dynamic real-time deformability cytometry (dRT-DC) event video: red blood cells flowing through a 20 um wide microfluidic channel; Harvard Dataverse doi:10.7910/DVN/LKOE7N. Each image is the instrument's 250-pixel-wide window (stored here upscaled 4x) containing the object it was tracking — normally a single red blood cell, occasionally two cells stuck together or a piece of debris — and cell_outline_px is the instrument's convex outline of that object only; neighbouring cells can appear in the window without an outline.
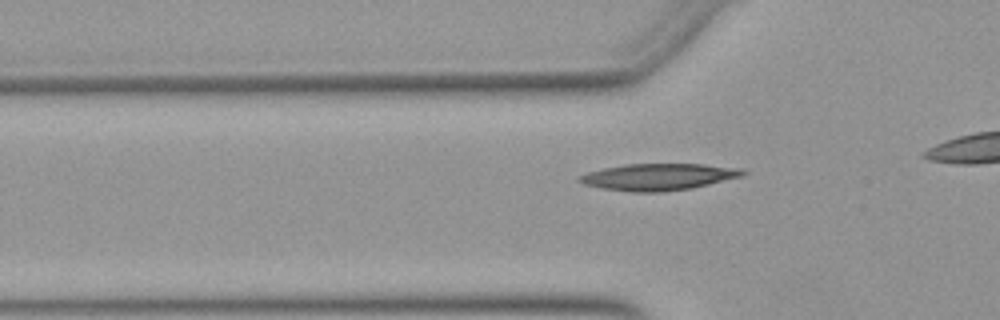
{"species": "Egyptian fruit bat (a non-hibernating species)", "species_latin": "Rousettus aegyptiacus", "temperature_condition": "warm", "stored_images_in_passage": 27, "camera_frame_rate_fps": 3000, "um_per_image_px": 0.085, "animal": {"sex": "female"}, "frame": {"image": 1, "passage_image": 2, "time_ms": 0.333, "image_size_px": [1000, 320], "cell_outline_px": [[748, 172], [744, 176], [692, 188], [660, 192], [632, 192], [600, 188], [584, 184], [576, 180], [580, 176], [588, 172], [604, 168], [624, 164], [704, 164], [744, 168]], "centroid_in_image_um": [56.02, 15.03], "position_along_channel_um": 69.8, "area_um2": 25.61}}
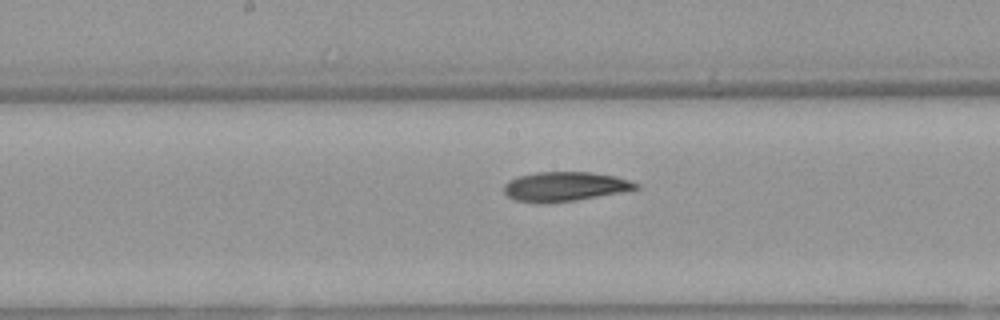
{"frame": {"image": 2, "passage_image": 12, "time_ms": 3.667, "image_size_px": [1000, 320], "cell_outline_px": [[640, 188], [620, 192], [576, 200], [544, 204], [540, 204], [516, 200], [508, 196], [504, 192], [504, 184], [508, 180], [516, 176], [536, 172], [592, 172], [616, 176], [640, 184]], "centroid_in_image_um": [47.98, 15.85], "position_along_channel_um": 200.2, "area_um2": 22.77}}
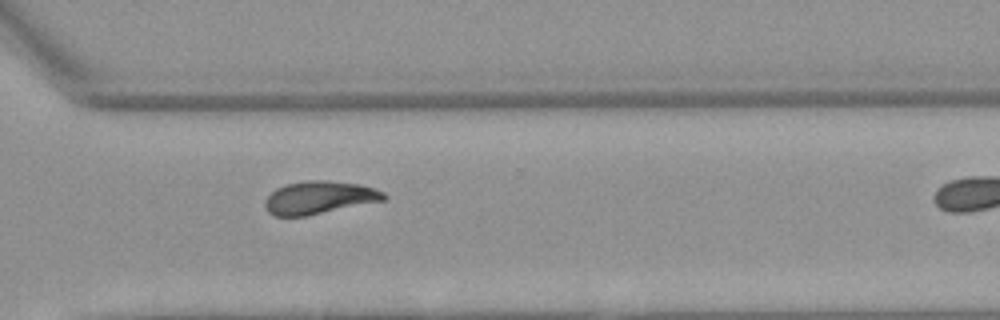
{"frame": {"image": 3, "passage_image": 23, "time_ms": 7.333, "image_size_px": [1000, 320], "cell_outline_px": [[388, 196], [384, 200], [308, 216], [276, 216], [268, 212], [264, 204], [264, 200], [276, 188], [284, 184], [308, 180], [328, 180], [360, 184], [384, 192]], "centroid_in_image_um": [27.12, 16.79], "position_along_channel_um": 343.5, "area_um2": 22.83}}